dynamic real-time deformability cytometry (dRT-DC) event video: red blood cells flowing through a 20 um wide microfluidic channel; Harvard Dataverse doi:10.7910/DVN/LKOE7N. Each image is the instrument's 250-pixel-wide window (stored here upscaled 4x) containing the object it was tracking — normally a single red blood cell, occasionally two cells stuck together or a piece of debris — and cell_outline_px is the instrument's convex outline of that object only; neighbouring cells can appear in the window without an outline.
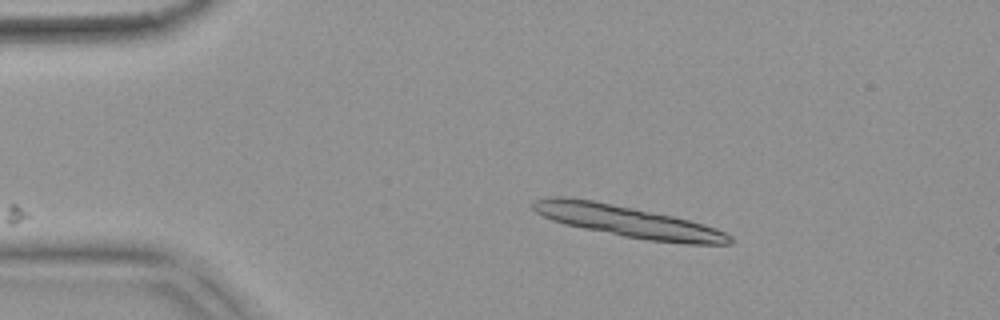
{"species": "common noctule bat (a hibernating species)", "species_latin": "Nyctalus noctula", "temperature_condition": "warm", "stored_images_in_passage": 8, "camera_frame_rate_fps": 3000, "um_per_image_px": 0.085, "animal": {"sex": "female", "body_mass_g": 18.4}, "frame": {"image": 1, "passage_image": 2, "time_ms": 0.333, "image_size_px": [1000, 320], "cell_outline_px": [[736, 240], [732, 244], [684, 244], [648, 240], [624, 236], [564, 224], [552, 220], [536, 212], [532, 208], [532, 204], [536, 200], [548, 196], [564, 196], [592, 200], [672, 216], [704, 224], [716, 228], [732, 236]], "centroid_in_image_um": [53.39, 18.83], "position_along_channel_um": 31.6, "area_um2": 35.72}}